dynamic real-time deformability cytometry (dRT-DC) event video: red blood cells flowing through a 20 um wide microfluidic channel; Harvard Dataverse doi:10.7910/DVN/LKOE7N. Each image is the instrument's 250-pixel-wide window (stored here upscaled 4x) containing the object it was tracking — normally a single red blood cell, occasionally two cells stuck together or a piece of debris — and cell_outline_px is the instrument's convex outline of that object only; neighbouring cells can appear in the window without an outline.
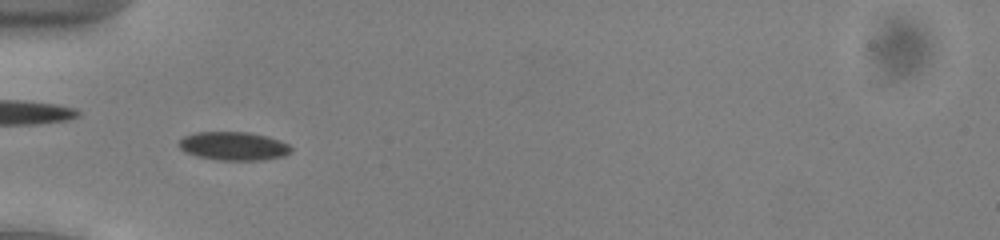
{"species": "common noctule bat (a hibernating species)", "species_latin": "Nyctalus noctula", "temperature_condition": "cold", "stored_images_in_passage": 40, "camera_frame_rate_fps": 3000, "um_per_image_px": 0.085, "animal": {"sex": "male", "body_mass_g": 13.0, "forearm_length_mm": 53.1}, "frame": {"image": 1, "passage_image": 5, "time_ms": 1.333, "image_size_px": [1000, 240], "cell_outline_px": [[292, 152], [284, 156], [264, 160], [220, 160], [196, 156], [180, 148], [176, 144], [184, 136], [196, 132], [248, 132], [268, 136], [280, 140], [288, 144], [292, 148]], "centroid_in_image_um": [19.88, 12.41], "position_along_channel_um": 65.1, "area_um2": 18.73}}
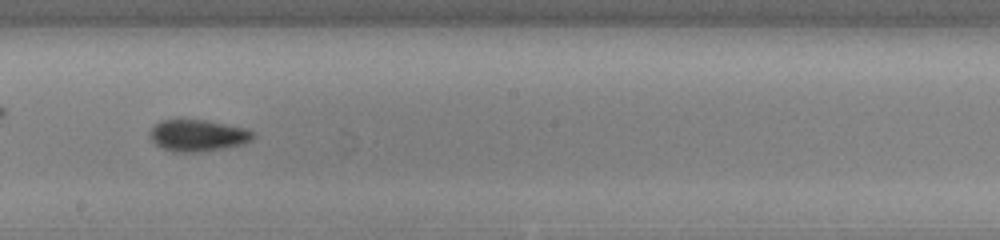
{"frame": {"image": 2, "passage_image": 18, "time_ms": 5.667, "image_size_px": [1000, 240], "cell_outline_px": [[256, 136], [252, 140], [244, 144], [200, 152], [172, 152], [156, 144], [148, 136], [152, 128], [160, 120], [176, 116], [208, 120], [244, 128], [252, 132]], "centroid_in_image_um": [16.77, 11.47], "position_along_channel_um": 231.4, "area_um2": 19.65}}
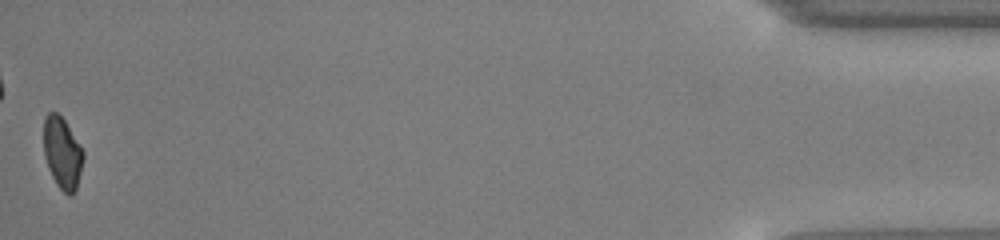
{"frame": {"image": 3, "passage_image": 40, "time_ms": 13.0, "image_size_px": [1000, 240], "cell_outline_px": [[84, 156], [76, 188], [72, 196], [68, 196], [56, 184], [48, 168], [44, 156], [44, 116], [48, 112], [56, 112], [64, 120], [80, 144], [84, 152]], "centroid_in_image_um": [5.29, 13.0], "position_along_channel_um": 429.9, "area_um2": 16.47}, "authors_computed_cell_mechanics": {"area_um2": 18.0047, "velocity_mm_per_s": 3.9114, "shape_relaxation_time_tau1_ms": 2.0055, "shape_relaxation_time_tau2_ms": 2.4757, "deformation_change_tau1": 0.0714, "deformation_change_tau2": 0.0652}}